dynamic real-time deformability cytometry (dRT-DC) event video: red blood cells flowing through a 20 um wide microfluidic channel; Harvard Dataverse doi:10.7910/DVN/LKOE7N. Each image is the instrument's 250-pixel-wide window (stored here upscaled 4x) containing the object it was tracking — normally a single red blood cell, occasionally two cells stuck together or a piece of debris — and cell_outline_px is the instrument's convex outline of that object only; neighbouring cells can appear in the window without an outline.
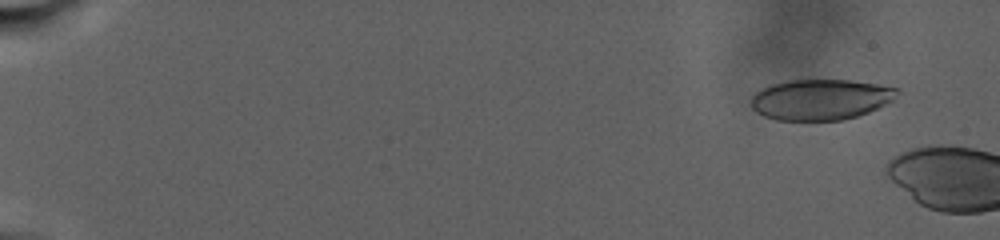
{"species": "human", "species_latin": "Homo sapiens", "temperature_condition": "warm", "stored_images_in_passage": 14, "camera_frame_rate_fps": 3000, "um_per_image_px": 0.085, "donor": {"sex": "male"}, "frame": {"image": 1, "passage_image": 8, "time_ms": 2.333, "image_size_px": [1000, 240], "cell_outline_px": [[900, 92], [892, 100], [868, 112], [844, 120], [776, 120], [764, 116], [756, 112], [752, 108], [752, 96], [760, 88], [772, 84], [788, 80], [848, 80], [876, 84], [900, 88]], "centroid_in_image_um": [69.74, 8.45], "position_along_channel_um": 15.3, "area_um2": 34.56}}